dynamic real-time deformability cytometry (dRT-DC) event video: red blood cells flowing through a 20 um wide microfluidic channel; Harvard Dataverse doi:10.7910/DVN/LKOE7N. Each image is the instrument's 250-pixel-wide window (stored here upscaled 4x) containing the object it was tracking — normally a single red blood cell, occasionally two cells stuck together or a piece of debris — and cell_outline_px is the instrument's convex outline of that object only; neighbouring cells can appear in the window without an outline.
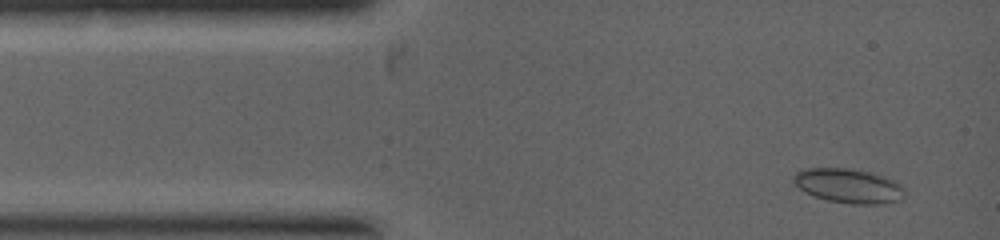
{"species": "common noctule bat (a hibernating species)", "species_latin": "Nyctalus noctula", "temperature_condition": "warm", "stored_images_in_passage": 10, "camera_frame_rate_fps": 5000, "um_per_image_px": 0.085, "animal": {"sex": "female", "body_mass_g": 19.0, "forearm_length_mm": 53.3}, "frame": {"image": 1, "passage_image": 1, "time_ms": 0.0, "image_size_px": [1000, 240], "cell_outline_px": [[904, 200], [876, 204], [852, 204], [828, 200], [816, 196], [800, 188], [792, 180], [792, 176], [796, 172], [808, 168], [848, 168], [868, 172], [884, 176], [896, 180], [904, 188]], "centroid_in_image_um": [72.18, 15.79], "position_along_channel_um": 12.8, "area_um2": 22.2}}
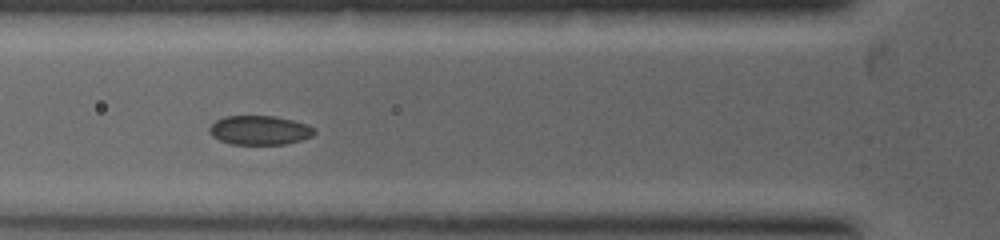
{"frame": {"image": 2, "passage_image": 6, "time_ms": 2.2, "image_size_px": [1000, 240], "cell_outline_px": [[316, 132], [312, 136], [300, 140], [284, 144], [232, 144], [220, 140], [212, 136], [208, 132], [208, 128], [216, 120], [224, 116], [276, 116], [308, 124], [316, 128]], "centroid_in_image_um": [22.07, 11.06], "position_along_channel_um": 103.7, "area_um2": 17.92}}
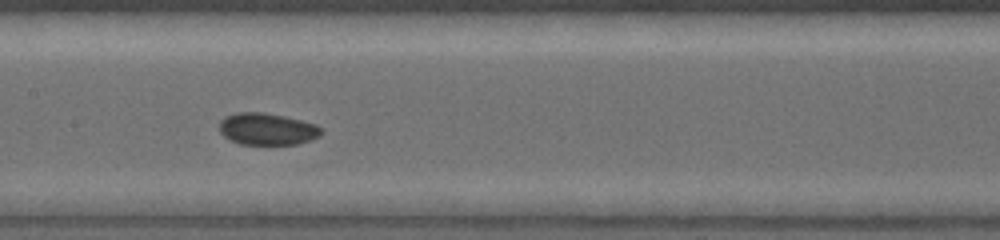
{"frame": {"image": 3, "passage_image": 9, "time_ms": 3.4, "image_size_px": [1000, 240], "cell_outline_px": [[324, 132], [320, 136], [312, 140], [296, 144], [240, 144], [224, 136], [220, 132], [220, 120], [224, 116], [236, 112], [264, 112], [284, 116], [316, 124]], "centroid_in_image_um": [22.72, 10.96], "position_along_channel_um": 184.7, "area_um2": 19.02}}